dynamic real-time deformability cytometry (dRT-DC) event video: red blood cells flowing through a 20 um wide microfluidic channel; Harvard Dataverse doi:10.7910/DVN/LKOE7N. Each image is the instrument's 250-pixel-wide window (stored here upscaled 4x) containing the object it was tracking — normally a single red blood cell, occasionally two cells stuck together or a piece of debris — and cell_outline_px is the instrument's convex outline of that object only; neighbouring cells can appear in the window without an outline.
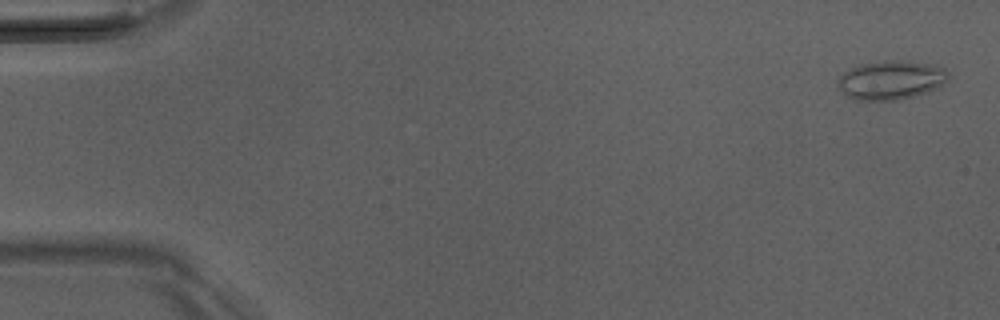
{"species": "Egyptian fruit bat (a non-hibernating species)", "species_latin": "Rousettus aegyptiacus", "temperature_condition": "room temperature", "stored_images_in_passage": 47, "camera_frame_rate_fps": 3000, "um_per_image_px": 0.085, "animal": {"sex": "male"}, "frame": {"image": 1, "passage_image": 2, "time_ms": 0.333, "image_size_px": [1000, 320], "cell_outline_px": [[948, 80], [936, 88], [912, 96], [896, 100], [856, 100], [844, 96], [836, 80], [844, 72], [860, 64], [892, 60], [908, 60], [936, 64], [944, 68], [948, 72]], "centroid_in_image_um": [75.73, 6.79], "position_along_channel_um": 9.3, "area_um2": 25.14}}
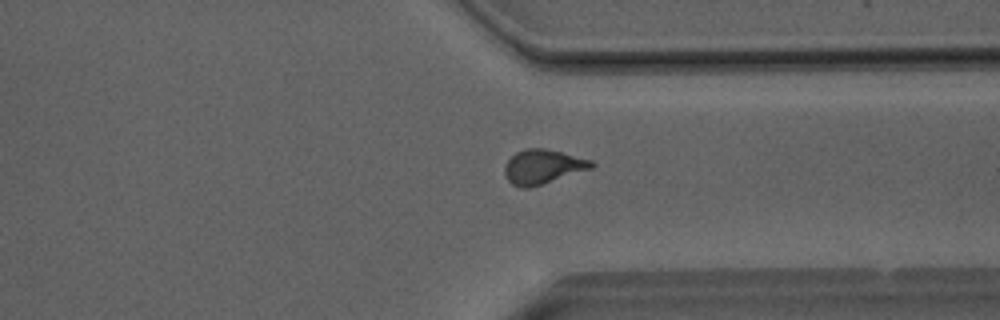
{"frame": {"image": 2, "passage_image": 39, "time_ms": 12.667, "image_size_px": [1000, 320], "cell_outline_px": [[596, 164], [592, 168], [528, 188], [520, 188], [512, 184], [508, 180], [504, 172], [504, 164], [516, 152], [524, 148], [544, 148], [592, 160]], "centroid_in_image_um": [46.11, 14.16], "position_along_channel_um": 365.3, "area_um2": 17.22}}
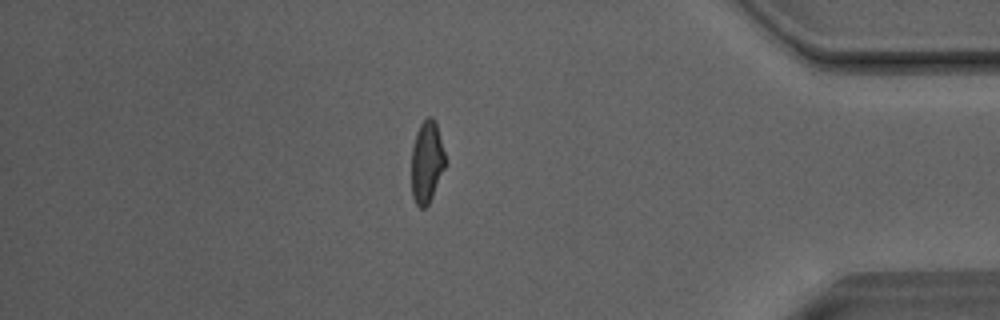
{"frame": {"image": 3, "passage_image": 44, "time_ms": 14.333, "image_size_px": [1000, 320], "cell_outline_px": [[444, 168], [432, 196], [428, 204], [424, 208], [420, 208], [416, 204], [412, 196], [412, 148], [416, 132], [420, 124], [428, 116], [432, 116], [436, 120], [444, 152]], "centroid_in_image_um": [36.26, 13.73], "position_along_channel_um": 398.9, "area_um2": 15.95}}